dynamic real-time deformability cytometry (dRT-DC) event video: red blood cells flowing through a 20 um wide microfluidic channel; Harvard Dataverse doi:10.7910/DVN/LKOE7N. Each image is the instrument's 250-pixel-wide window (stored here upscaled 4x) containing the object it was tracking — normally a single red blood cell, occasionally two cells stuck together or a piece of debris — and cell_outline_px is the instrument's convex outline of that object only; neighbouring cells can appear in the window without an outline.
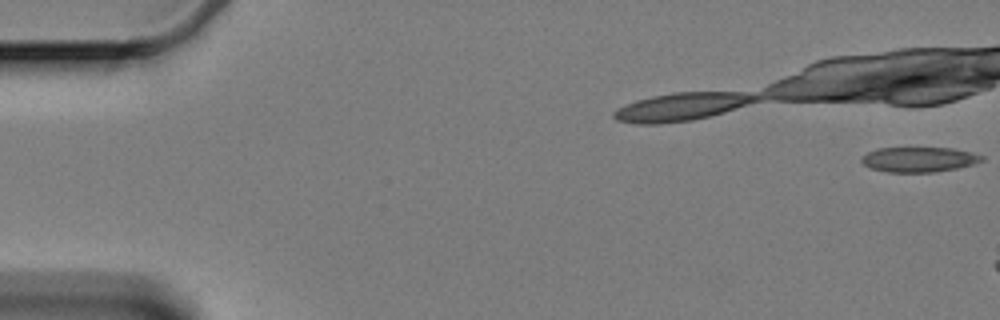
{"species": "Egyptian fruit bat (a non-hibernating species)", "species_latin": "Rousettus aegyptiacus", "temperature_condition": "cold", "stored_images_in_passage": 8, "camera_frame_rate_fps": 3000, "um_per_image_px": 0.085, "animal": {"sex": "female"}, "frame": {"image": 1, "passage_image": 1, "time_ms": 0.0, "image_size_px": [1000, 320], "cell_outline_px": [[984, 160], [972, 164], [956, 168], [936, 172], [888, 172], [872, 168], [864, 164], [860, 160], [860, 156], [868, 152], [880, 148], [952, 148], [984, 156]], "centroid_in_image_um": [78.08, 13.55], "position_along_channel_um": 6.9, "area_um2": 17.34}}